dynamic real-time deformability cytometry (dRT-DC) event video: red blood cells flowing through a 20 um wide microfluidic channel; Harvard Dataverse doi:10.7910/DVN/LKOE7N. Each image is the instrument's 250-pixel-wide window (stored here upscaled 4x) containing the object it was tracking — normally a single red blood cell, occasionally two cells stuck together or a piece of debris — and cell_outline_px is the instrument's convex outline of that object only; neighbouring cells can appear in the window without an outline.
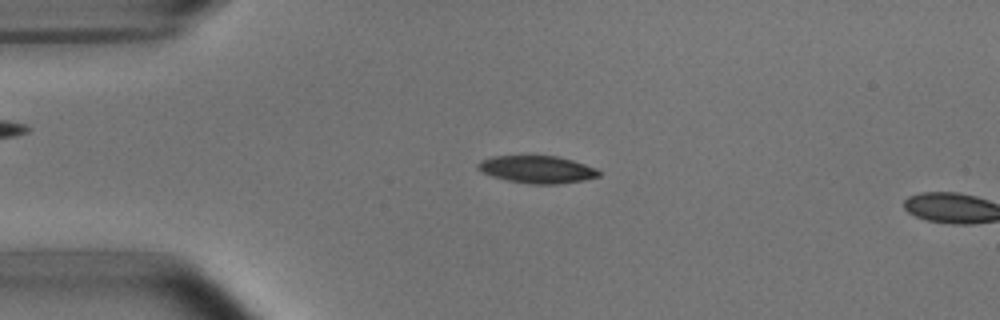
{"species": "common noctule bat (a hibernating species)", "species_latin": "Nyctalus noctula", "temperature_condition": "room temperature", "stored_images_in_passage": 13, "camera_frame_rate_fps": 3000, "um_per_image_px": 0.085, "animal": {"sex": "male", "body_mass_g": 15.6}, "frame": {"image": 1, "passage_image": 11, "time_ms": 3.333, "image_size_px": [1000, 320], "cell_outline_px": [[600, 176], [584, 180], [556, 184], [528, 184], [508, 180], [492, 176], [476, 168], [476, 164], [480, 160], [492, 156], [556, 156], [572, 160], [596, 168], [600, 172]], "centroid_in_image_um": [45.64, 14.4], "position_along_channel_um": 39.4, "area_um2": 19.25}}